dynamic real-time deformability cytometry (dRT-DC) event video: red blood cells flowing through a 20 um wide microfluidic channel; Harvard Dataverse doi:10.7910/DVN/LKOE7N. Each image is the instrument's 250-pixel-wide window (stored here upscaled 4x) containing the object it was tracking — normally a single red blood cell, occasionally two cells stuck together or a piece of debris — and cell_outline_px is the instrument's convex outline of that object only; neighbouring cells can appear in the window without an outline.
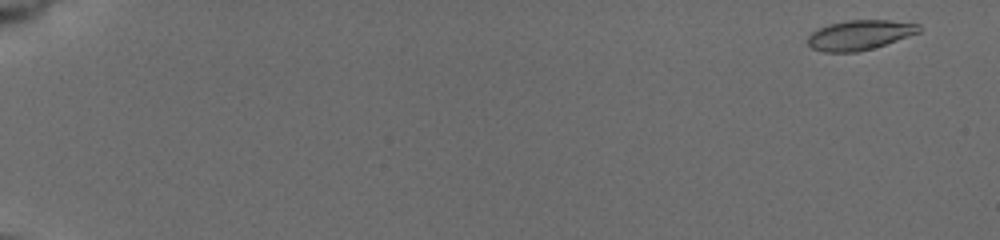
{"species": "common noctule bat (a hibernating species)", "species_latin": "Nyctalus noctula", "temperature_condition": "cold", "stored_images_in_passage": 43, "camera_frame_rate_fps": 3000, "um_per_image_px": 0.085, "animal": {"sex": "female", "body_mass_g": 19.5, "forearm_length_mm": 54.1}, "frame": {"image": 1, "passage_image": 2, "time_ms": 0.333, "image_size_px": [1000, 240], "cell_outline_px": [[920, 32], [872, 48], [856, 52], [824, 52], [812, 48], [808, 44], [808, 36], [812, 32], [828, 24], [848, 20], [888, 20], [920, 24]], "centroid_in_image_um": [73.05, 2.97], "position_along_channel_um": 11.9, "area_um2": 19.07}}
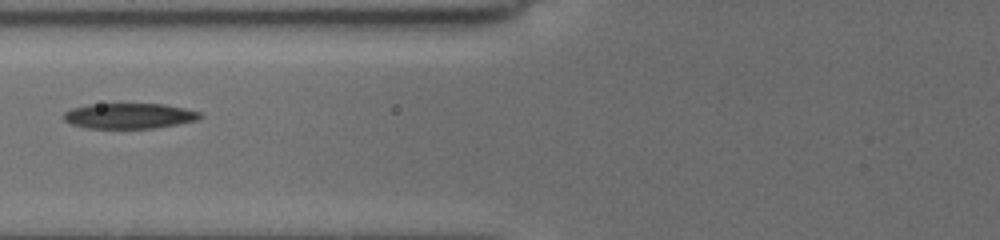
{"frame": {"image": 2, "passage_image": 34, "time_ms": 8.0, "image_size_px": [1000, 240], "cell_outline_px": [[204, 116], [196, 120], [176, 124], [152, 128], [88, 128], [72, 124], [64, 120], [64, 112], [72, 108], [88, 104], [164, 104], [184, 108], [200, 112]], "centroid_in_image_um": [10.98, 9.84], "position_along_channel_um": 114.8, "area_um2": 20.06}}
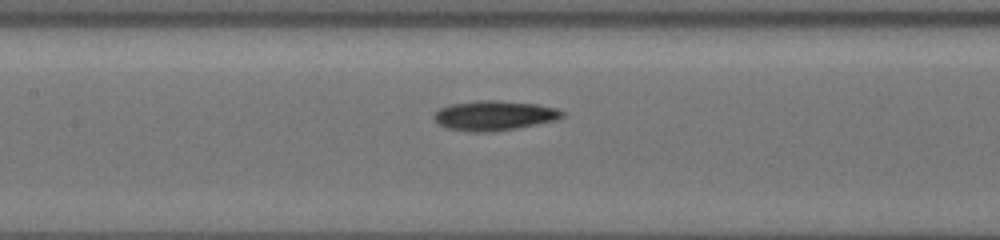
{"frame": {"image": 3, "passage_image": 42, "time_ms": 9.333, "image_size_px": [1000, 240], "cell_outline_px": [[564, 116], [556, 120], [516, 128], [492, 132], [468, 132], [448, 128], [440, 124], [432, 116], [440, 108], [452, 104], [476, 100], [500, 100], [536, 104], [556, 108], [564, 112]], "centroid_in_image_um": [42.01, 9.82], "position_along_channel_um": 165.4, "area_um2": 22.2}}